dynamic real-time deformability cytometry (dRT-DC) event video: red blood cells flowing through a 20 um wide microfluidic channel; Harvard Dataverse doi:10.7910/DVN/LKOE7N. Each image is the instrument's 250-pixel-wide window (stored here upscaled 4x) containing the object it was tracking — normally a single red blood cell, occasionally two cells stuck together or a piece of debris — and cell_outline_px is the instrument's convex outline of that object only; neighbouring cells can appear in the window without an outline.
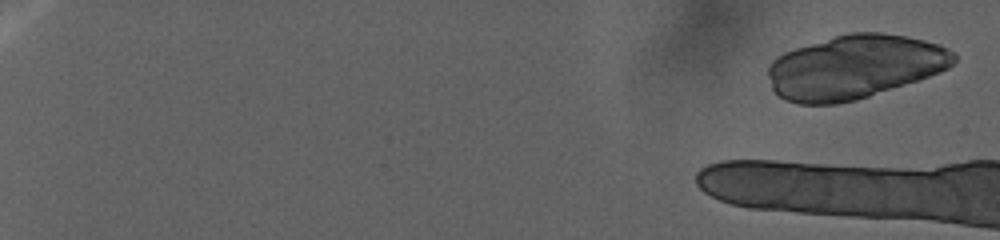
{"species": "human", "species_latin": "Homo sapiens", "temperature_condition": "warm", "stored_images_in_passage": 11, "camera_frame_rate_fps": 3000, "um_per_image_px": 0.085, "donor": {"sex": "female"}, "frame": {"image": 1, "passage_image": 2, "time_ms": 0.667, "image_size_px": [1000, 240], "cell_outline_px": [[956, 60], [948, 68], [940, 72], [856, 100], [836, 104], [796, 104], [784, 100], [772, 88], [768, 76], [768, 68], [772, 60], [776, 56], [784, 52], [796, 48], [848, 32], [884, 32], [908, 36], [940, 44], [956, 52]], "centroid_in_image_um": [72.64, 5.68], "position_along_channel_um": 12.4, "area_um2": 69.07}}